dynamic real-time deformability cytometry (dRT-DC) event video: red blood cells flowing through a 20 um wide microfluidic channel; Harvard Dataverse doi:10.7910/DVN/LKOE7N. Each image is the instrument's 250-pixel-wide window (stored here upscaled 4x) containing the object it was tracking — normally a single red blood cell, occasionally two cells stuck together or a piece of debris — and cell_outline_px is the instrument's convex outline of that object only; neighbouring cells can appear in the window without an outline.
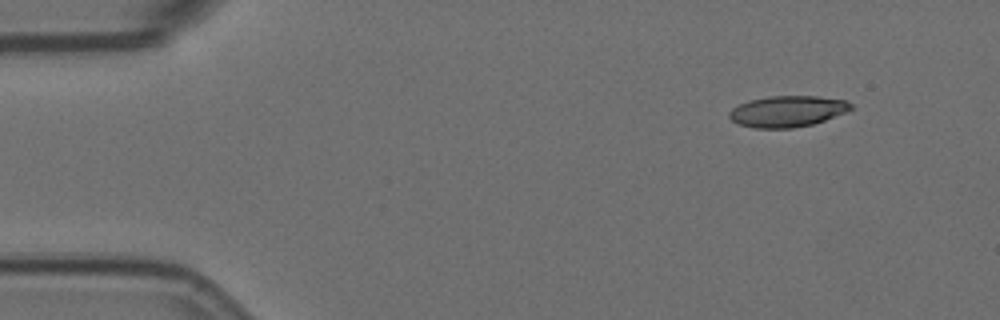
{"species": "Egyptian fruit bat (a non-hibernating species)", "species_latin": "Rousettus aegyptiacus", "temperature_condition": "room temperature", "stored_images_in_passage": 5, "camera_frame_rate_fps": 3000, "um_per_image_px": 0.085, "animal": {"sex": "female"}, "frame": {"image": 1, "passage_image": 2, "time_ms": 0.333, "image_size_px": [1000, 320], "cell_outline_px": [[852, 108], [844, 112], [824, 120], [812, 124], [792, 128], [752, 128], [736, 124], [728, 116], [728, 112], [732, 108], [748, 100], [768, 96], [816, 96], [848, 100], [852, 104]], "centroid_in_image_um": [66.88, 9.46], "position_along_channel_um": 18.1, "area_um2": 22.14}}
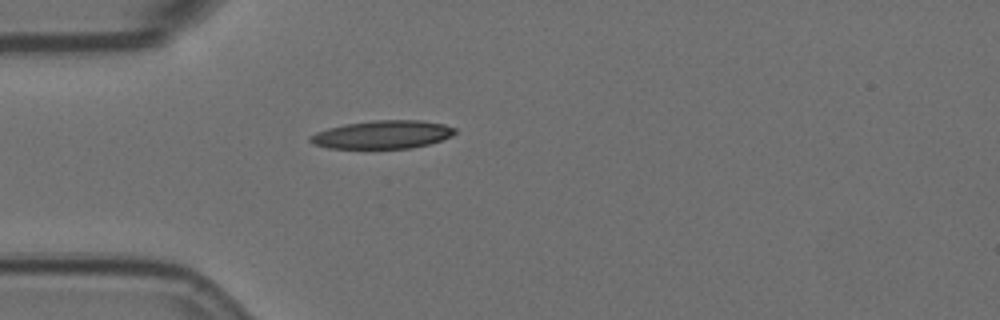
{"frame": {"image": 2, "passage_image": 5, "time_ms": 1.333, "image_size_px": [1000, 320], "cell_outline_px": [[456, 132], [452, 136], [428, 144], [412, 148], [328, 148], [312, 144], [308, 140], [308, 136], [316, 132], [328, 128], [344, 124], [372, 120], [420, 120], [444, 124], [456, 128]], "centroid_in_image_um": [32.49, 11.43], "position_along_channel_um": 52.5, "area_um2": 23.87}}